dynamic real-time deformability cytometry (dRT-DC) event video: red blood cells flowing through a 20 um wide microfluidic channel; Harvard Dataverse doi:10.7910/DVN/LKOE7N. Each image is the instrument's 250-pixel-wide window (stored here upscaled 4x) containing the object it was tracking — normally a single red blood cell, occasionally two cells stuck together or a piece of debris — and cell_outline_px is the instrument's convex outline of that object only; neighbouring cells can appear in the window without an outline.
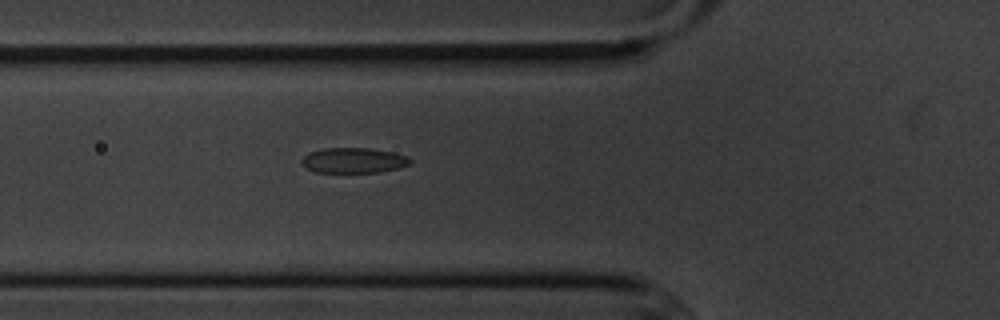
{"species": "common noctule bat (a hibernating species)", "species_latin": "Nyctalus noctula", "temperature_condition": "cold", "stored_images_in_passage": 2, "camera_frame_rate_fps": 3000, "um_per_image_px": 0.085, "animal": {"sex": "male", "body_mass_g": 20.1, "forearm_length_mm": 53.5}, "frame": {"image": 1, "passage_image": 2, "time_ms": 1.0, "image_size_px": [1000, 320], "cell_outline_px": [[412, 160], [408, 164], [396, 168], [380, 172], [316, 172], [308, 168], [300, 160], [308, 152], [324, 148], [368, 148], [392, 152], [408, 156]], "centroid_in_image_um": [30.04, 13.62], "position_along_channel_um": 95.8, "area_um2": 15.78}}